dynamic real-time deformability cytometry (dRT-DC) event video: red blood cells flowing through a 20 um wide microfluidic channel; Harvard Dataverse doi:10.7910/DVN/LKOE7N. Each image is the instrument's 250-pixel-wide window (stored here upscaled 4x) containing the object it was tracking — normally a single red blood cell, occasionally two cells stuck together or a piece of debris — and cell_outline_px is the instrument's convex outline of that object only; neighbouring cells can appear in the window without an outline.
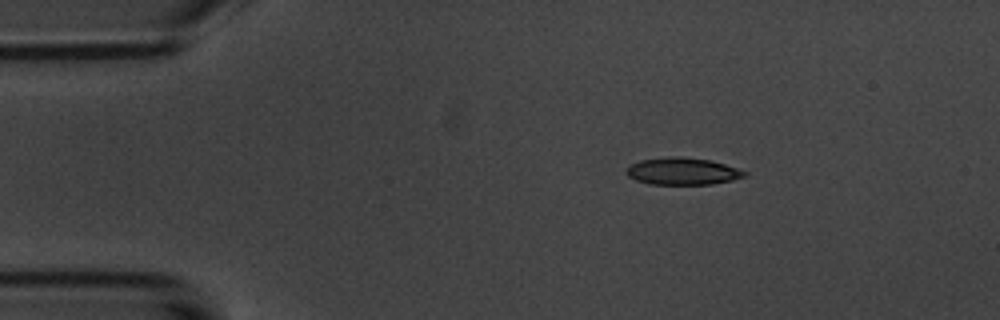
{"species": "common noctule bat (a hibernating species)", "species_latin": "Nyctalus noctula", "temperature_condition": "room temperature", "stored_images_in_passage": 4, "camera_frame_rate_fps": 3000, "um_per_image_px": 0.085, "animal": {"sex": "male", "body_mass_g": 20.1, "forearm_length_mm": 53.5}, "frame": {"image": 1, "passage_image": 2, "time_ms": 2.333, "image_size_px": [1000, 320], "cell_outline_px": [[748, 176], [732, 180], [712, 184], [648, 184], [636, 180], [628, 176], [624, 172], [628, 164], [640, 160], [672, 156], [676, 156], [708, 160], [724, 164], [748, 172]], "centroid_in_image_um": [57.97, 14.56], "position_along_channel_um": 27.0, "area_um2": 18.73}}
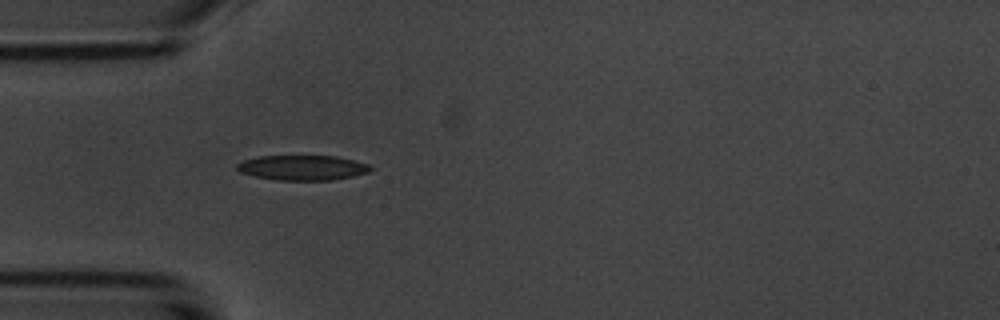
{"frame": {"image": 2, "passage_image": 4, "time_ms": 4.667, "image_size_px": [1000, 320], "cell_outline_px": [[372, 168], [368, 172], [352, 176], [332, 180], [280, 180], [256, 176], [240, 172], [236, 168], [236, 164], [244, 160], [256, 156], [336, 156], [368, 164]], "centroid_in_image_um": [25.69, 14.25], "position_along_channel_um": 59.3, "area_um2": 19.25}}